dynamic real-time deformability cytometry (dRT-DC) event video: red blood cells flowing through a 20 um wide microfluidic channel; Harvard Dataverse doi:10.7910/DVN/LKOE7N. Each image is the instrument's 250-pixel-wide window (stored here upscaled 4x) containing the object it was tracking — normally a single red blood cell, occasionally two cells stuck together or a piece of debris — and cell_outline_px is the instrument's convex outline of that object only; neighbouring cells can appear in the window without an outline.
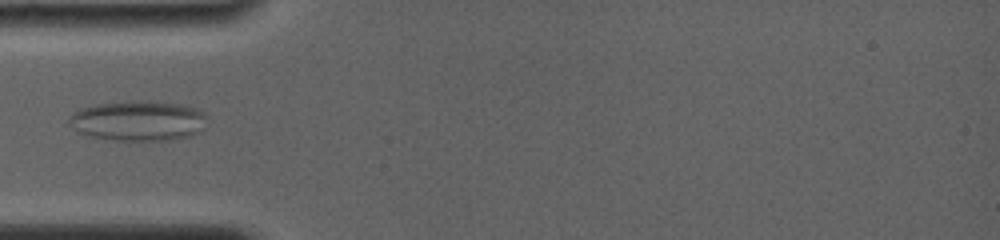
{"species": "common noctule bat (a hibernating species)", "species_latin": "Nyctalus noctula", "temperature_condition": "room temperature", "stored_images_in_passage": 22, "camera_frame_rate_fps": 4000, "um_per_image_px": 0.085, "animal": {"sex": "female", "body_mass_g": 19.0, "forearm_length_mm": 56.7}, "frame": {"image": 1, "passage_image": 13, "time_ms": 5.25, "image_size_px": [1000, 240], "cell_outline_px": [[208, 116], [204, 128], [200, 132], [188, 136], [168, 140], [116, 140], [88, 136], [80, 132], [68, 124], [68, 120], [80, 108], [96, 104], [132, 100], [180, 104], [196, 108], [204, 112]], "centroid_in_image_um": [11.78, 10.26], "position_along_channel_um": 73.2, "area_um2": 32.25}}
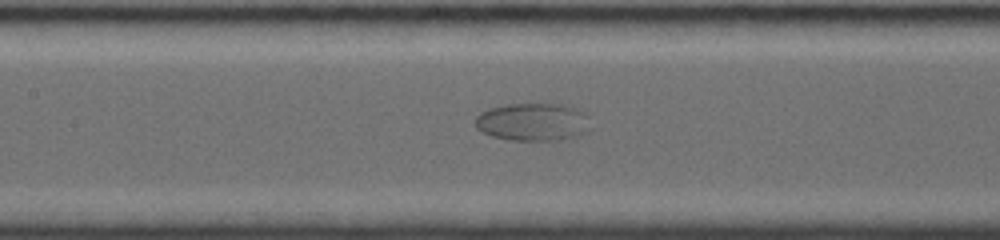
{"frame": {"image": 2, "passage_image": 19, "time_ms": 7.75, "image_size_px": [1000, 240], "cell_outline_px": [[592, 128], [584, 132], [572, 136], [552, 140], [508, 140], [492, 136], [476, 128], [476, 116], [480, 112], [488, 108], [508, 104], [564, 104], [576, 108], [584, 112], [588, 116]], "centroid_in_image_um": [45.29, 10.35], "position_along_channel_um": 162.1, "area_um2": 25.37}}
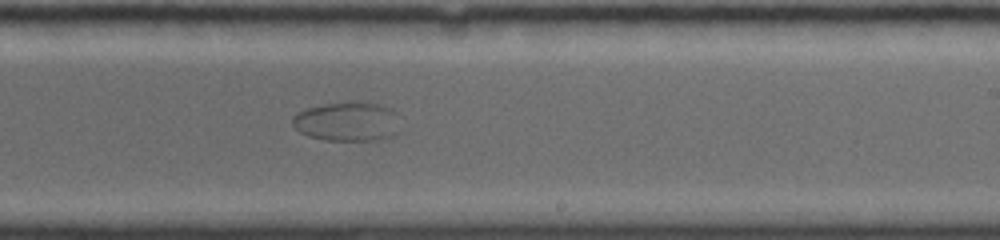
{"frame": {"image": 3, "passage_image": 22, "time_ms": 10.5, "image_size_px": [1000, 240], "cell_outline_px": [[400, 132], [396, 136], [376, 140], [328, 140], [308, 136], [300, 132], [292, 124], [292, 116], [296, 112], [308, 108], [324, 104], [352, 100], [376, 104], [388, 108], [396, 112]], "centroid_in_image_um": [29.53, 10.33], "position_along_channel_um": 259.5, "area_um2": 24.97}}